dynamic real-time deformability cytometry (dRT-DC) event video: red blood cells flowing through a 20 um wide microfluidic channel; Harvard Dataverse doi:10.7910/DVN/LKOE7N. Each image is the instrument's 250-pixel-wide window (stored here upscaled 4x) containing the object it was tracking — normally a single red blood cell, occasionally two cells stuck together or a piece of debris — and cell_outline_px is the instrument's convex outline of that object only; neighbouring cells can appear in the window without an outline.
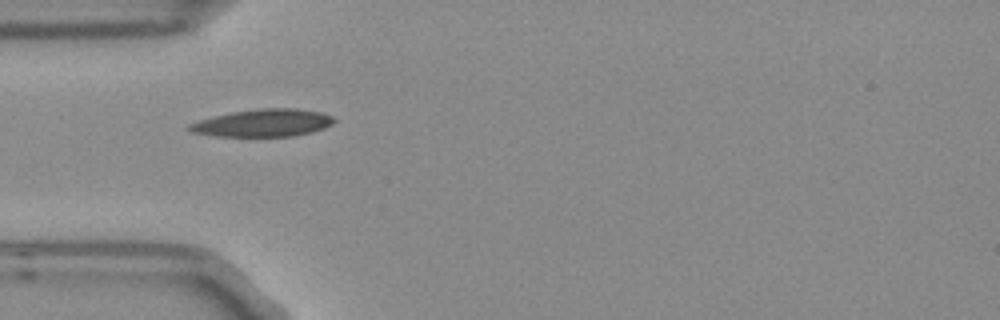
{"species": "Egyptian fruit bat (a non-hibernating species)", "species_latin": "Rousettus aegyptiacus", "temperature_condition": "room temperature", "stored_images_in_passage": 4, "camera_frame_rate_fps": 3000, "um_per_image_px": 0.085, "frame": {"image": 1, "passage_image": 3, "time_ms": 0.667, "image_size_px": [1000, 320], "cell_outline_px": [[336, 120], [332, 124], [324, 128], [312, 132], [292, 136], [216, 136], [192, 132], [184, 128], [188, 124], [200, 120], [232, 112], [260, 108], [296, 108], [320, 112], [332, 116]], "centroid_in_image_um": [22.36, 10.45], "position_along_channel_um": 62.6, "area_um2": 23.12}}
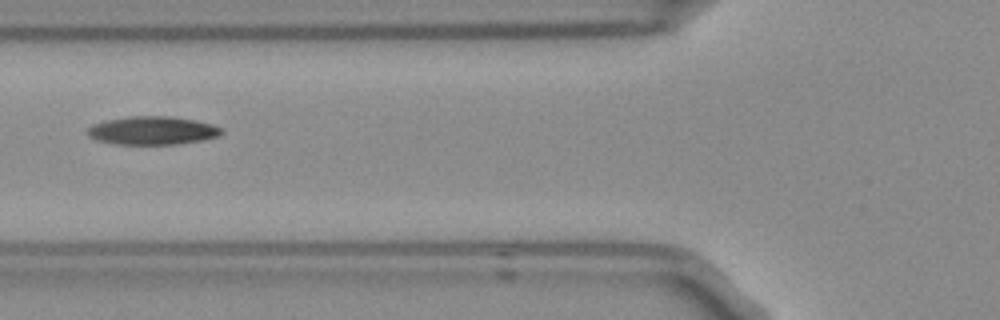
{"frame": {"image": 2, "passage_image": 4, "time_ms": 1.0, "image_size_px": [1000, 320], "cell_outline_px": [[224, 132], [216, 136], [200, 140], [176, 144], [112, 144], [96, 140], [88, 136], [88, 128], [92, 124], [104, 120], [132, 116], [172, 116], [196, 120], [212, 124], [220, 128]], "centroid_in_image_um": [12.91, 11.09], "position_along_channel_um": 112.9, "area_um2": 22.08}}